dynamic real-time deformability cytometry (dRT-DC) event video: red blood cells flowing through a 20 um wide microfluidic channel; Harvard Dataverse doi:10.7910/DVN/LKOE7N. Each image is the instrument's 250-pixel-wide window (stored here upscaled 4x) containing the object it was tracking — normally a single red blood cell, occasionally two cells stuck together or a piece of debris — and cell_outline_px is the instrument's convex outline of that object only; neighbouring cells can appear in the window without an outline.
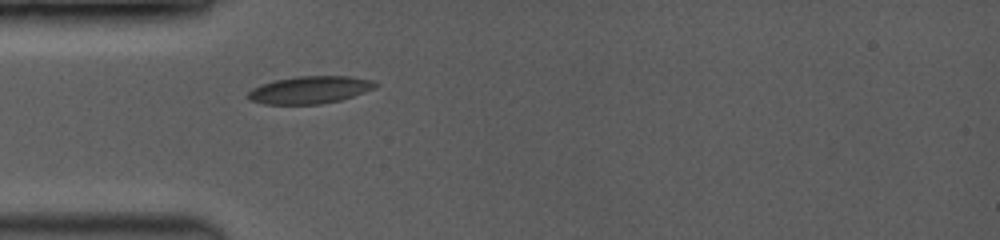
{"species": "common noctule bat (a hibernating species)", "species_latin": "Nyctalus noctula", "temperature_condition": "room temperature", "stored_images_in_passage": 38, "camera_frame_rate_fps": 3500, "um_per_image_px": 0.085, "animal": {"sex": "female", "body_mass_g": 19.0, "forearm_length_mm": 53.3}, "frame": {"image": 1, "passage_image": 1, "time_ms": 0.0, "image_size_px": [1000, 240], "cell_outline_px": [[380, 84], [376, 88], [340, 100], [320, 104], [264, 104], [248, 100], [248, 92], [252, 88], [260, 84], [276, 80], [300, 76], [348, 76], [372, 80]], "centroid_in_image_um": [26.33, 7.64], "position_along_channel_um": 58.7, "area_um2": 20.35}}
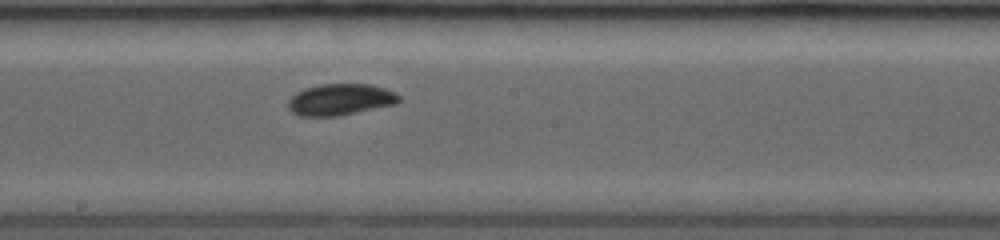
{"frame": {"image": 2, "passage_image": 15, "time_ms": 4.0, "image_size_px": [1000, 240], "cell_outline_px": [[400, 100], [396, 104], [336, 116], [300, 116], [292, 112], [288, 108], [288, 100], [296, 92], [320, 84], [368, 84], [384, 88], [396, 92], [400, 96]], "centroid_in_image_um": [28.93, 8.46], "position_along_channel_um": 219.3, "area_um2": 20.17}}
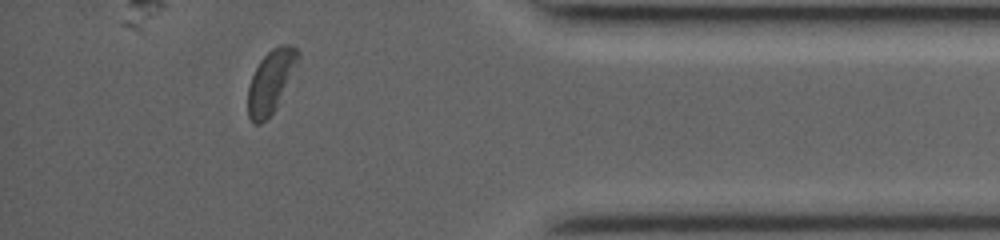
{"frame": {"image": 3, "passage_image": 33, "time_ms": 9.143, "image_size_px": [1000, 240], "cell_outline_px": [[300, 60], [276, 108], [260, 124], [252, 124], [248, 116], [248, 88], [252, 76], [260, 60], [272, 48], [280, 44], [292, 44], [300, 52]], "centroid_in_image_um": [23.04, 6.89], "position_along_channel_um": 412.2, "area_um2": 18.38}, "authors_computed_cell_mechanics": {"area_um2": 20.0855, "velocity_mm_per_s": 4.0927, "shape_relaxation_time_tau1_ms": 3.1056, "shape_relaxation_time_tau2_ms": 3.0331, "deformation_change_tau1": 0.1073, "deformation_change_tau2": 0.0407}}